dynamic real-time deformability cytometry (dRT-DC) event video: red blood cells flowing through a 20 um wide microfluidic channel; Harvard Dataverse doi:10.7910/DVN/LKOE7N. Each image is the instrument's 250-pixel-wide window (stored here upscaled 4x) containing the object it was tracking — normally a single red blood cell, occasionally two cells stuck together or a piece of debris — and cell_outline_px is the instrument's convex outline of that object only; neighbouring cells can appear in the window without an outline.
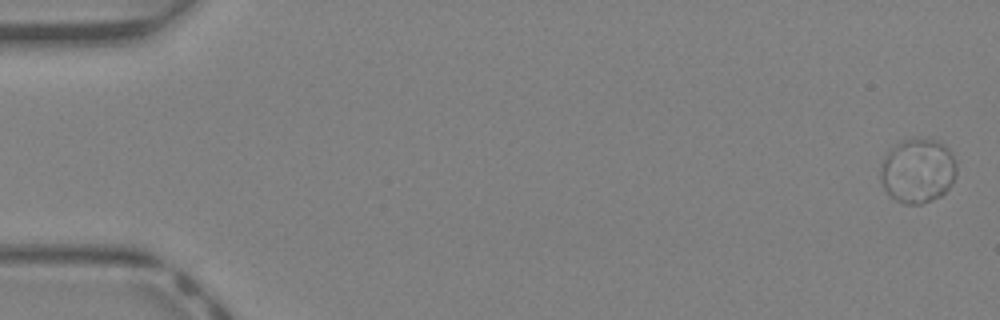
{"species": "Egyptian fruit bat (a non-hibernating species)", "species_latin": "Rousettus aegyptiacus", "temperature_condition": "warm", "stored_images_in_passage": 43, "camera_frame_rate_fps": 3000, "um_per_image_px": 0.085, "animal": {"sex": "female"}, "frame": {"image": 1, "passage_image": 1, "time_ms": 0.0, "image_size_px": [1000, 320], "cell_outline_px": [[956, 176], [952, 184], [940, 196], [920, 204], [904, 204], [896, 200], [884, 188], [880, 180], [880, 168], [888, 152], [900, 140], [912, 136], [920, 136], [940, 140], [948, 148], [956, 164]], "centroid_in_image_um": [78.01, 14.46], "position_along_channel_um": 7.0, "area_um2": 28.96}}
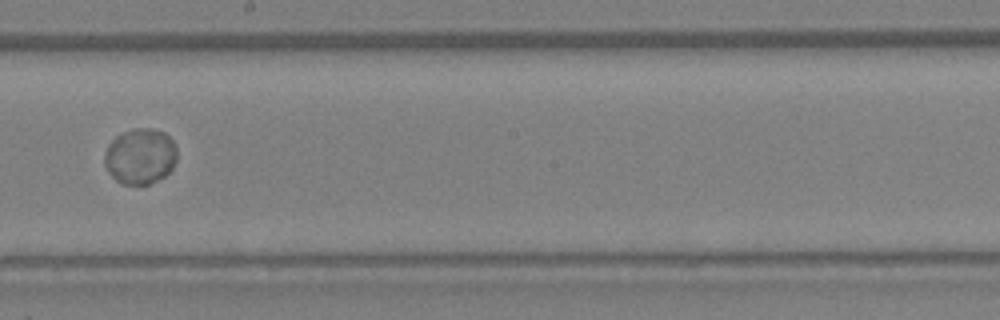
{"frame": {"image": 2, "passage_image": 25, "time_ms": 8.0, "image_size_px": [1000, 320], "cell_outline_px": [[176, 160], [172, 168], [164, 176], [148, 184], [120, 184], [108, 172], [104, 164], [104, 156], [108, 144], [116, 136], [132, 128], [152, 128], [164, 132], [172, 140], [176, 148]], "centroid_in_image_um": [11.9, 13.27], "position_along_channel_um": 236.3, "area_um2": 23.52}}
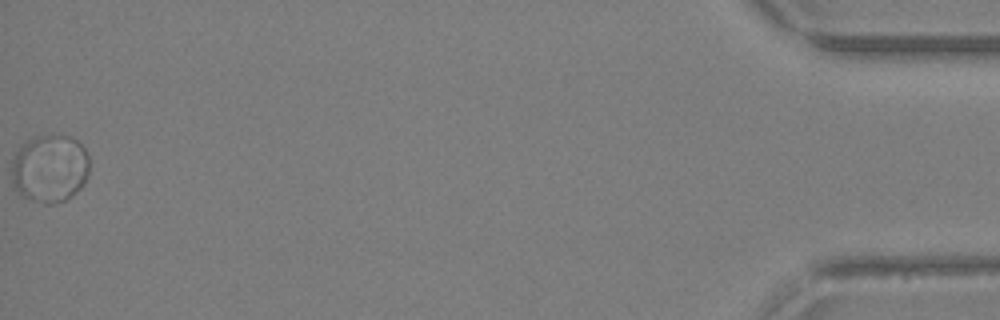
{"frame": {"image": 3, "passage_image": 43, "time_ms": 14.0, "image_size_px": [1000, 320], "cell_outline_px": [[88, 172], [84, 184], [76, 192], [64, 200], [56, 204], [44, 204], [32, 200], [24, 196], [12, 184], [12, 156], [28, 140], [36, 136], [72, 136], [84, 148], [88, 156]], "centroid_in_image_um": [4.23, 14.33], "position_along_channel_um": 431.0, "area_um2": 30.63}, "authors_computed_cell_mechanics": {"area_um2": 25.0274, "velocity_mm_per_s": 4.8489, "shape_relaxation_time_tau1_ms": 0.8488, "shape_relaxation_time_tau2_ms": null, "deformation_change_tau1": 0.0176, "deformation_change_tau2": null}}